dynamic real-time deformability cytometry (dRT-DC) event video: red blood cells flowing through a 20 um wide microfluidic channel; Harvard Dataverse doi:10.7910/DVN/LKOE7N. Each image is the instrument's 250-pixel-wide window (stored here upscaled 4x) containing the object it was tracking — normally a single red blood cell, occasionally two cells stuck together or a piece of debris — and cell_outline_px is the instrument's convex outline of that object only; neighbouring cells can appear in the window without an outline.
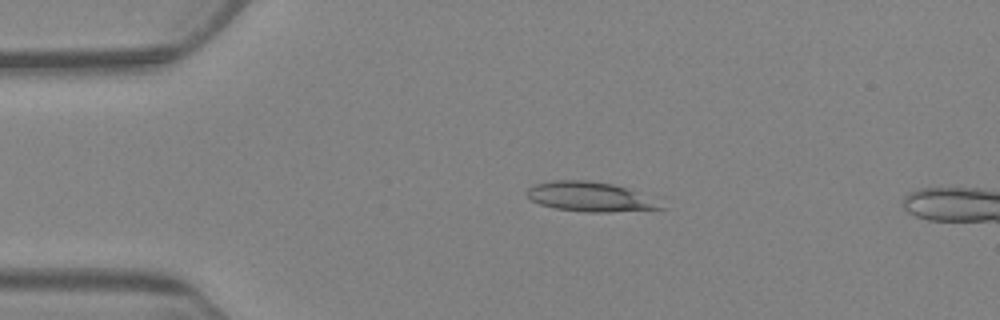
{"species": "Egyptian fruit bat (a non-hibernating species)", "species_latin": "Rousettus aegyptiacus", "temperature_condition": "warm", "stored_images_in_passage": 3, "camera_frame_rate_fps": 3000, "um_per_image_px": 0.085, "animal": {"sex": "female"}, "frame": {"image": 1, "passage_image": 1, "time_ms": 0.0, "image_size_px": [1000, 320], "cell_outline_px": [[668, 208], [608, 212], [584, 212], [556, 208], [540, 204], [532, 200], [528, 196], [528, 188], [532, 184], [552, 180], [584, 180], [612, 184], [628, 188]], "centroid_in_image_um": [50.08, 16.72], "position_along_channel_um": 34.9, "area_um2": 22.66}}
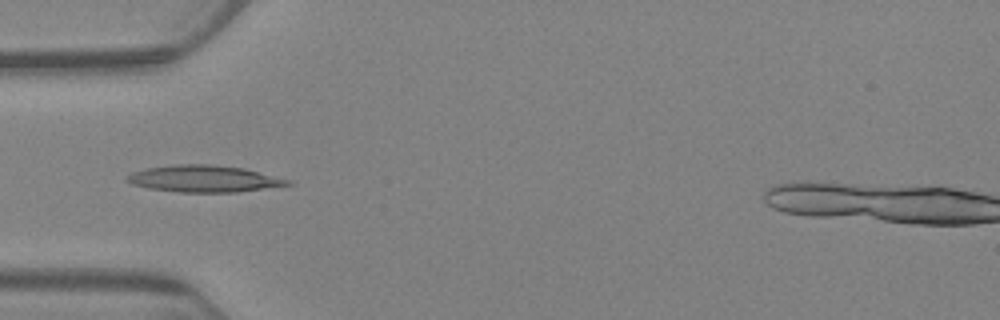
{"frame": {"image": 2, "passage_image": 3, "time_ms": 2.333, "image_size_px": [1000, 320], "cell_outline_px": [[292, 184], [236, 192], [180, 192], [148, 188], [132, 184], [124, 180], [132, 172], [148, 168], [176, 164], [208, 164], [244, 168], [292, 180]], "centroid_in_image_um": [17.33, 15.19], "position_along_channel_um": 67.7, "area_um2": 24.85}}